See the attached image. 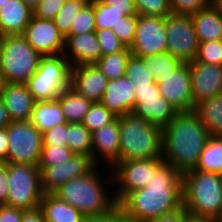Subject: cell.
Returning <instances> with one entry per match:
<instances>
[{
	"label": "cell",
	"mask_w": 222,
	"mask_h": 222,
	"mask_svg": "<svg viewBox=\"0 0 222 222\" xmlns=\"http://www.w3.org/2000/svg\"><path fill=\"white\" fill-rule=\"evenodd\" d=\"M121 208L140 222H147L183 206L182 174L163 161L144 188L129 192Z\"/></svg>",
	"instance_id": "1"
},
{
	"label": "cell",
	"mask_w": 222,
	"mask_h": 222,
	"mask_svg": "<svg viewBox=\"0 0 222 222\" xmlns=\"http://www.w3.org/2000/svg\"><path fill=\"white\" fill-rule=\"evenodd\" d=\"M210 133L194 112H180L162 129V158L181 174L195 169Z\"/></svg>",
	"instance_id": "2"
},
{
	"label": "cell",
	"mask_w": 222,
	"mask_h": 222,
	"mask_svg": "<svg viewBox=\"0 0 222 222\" xmlns=\"http://www.w3.org/2000/svg\"><path fill=\"white\" fill-rule=\"evenodd\" d=\"M97 168L99 167L97 166L87 175L67 181L53 194L78 209L84 216L105 212L116 203L114 195H111L106 189L107 184L110 187L111 185L114 186L113 175L109 169L107 171L111 175H109L107 181L103 180L100 177L102 173L98 172L99 169Z\"/></svg>",
	"instance_id": "3"
},
{
	"label": "cell",
	"mask_w": 222,
	"mask_h": 222,
	"mask_svg": "<svg viewBox=\"0 0 222 222\" xmlns=\"http://www.w3.org/2000/svg\"><path fill=\"white\" fill-rule=\"evenodd\" d=\"M119 117L120 160L162 157V128L128 113Z\"/></svg>",
	"instance_id": "4"
},
{
	"label": "cell",
	"mask_w": 222,
	"mask_h": 222,
	"mask_svg": "<svg viewBox=\"0 0 222 222\" xmlns=\"http://www.w3.org/2000/svg\"><path fill=\"white\" fill-rule=\"evenodd\" d=\"M183 207L187 212L219 220L222 207V175L189 170L182 174Z\"/></svg>",
	"instance_id": "5"
},
{
	"label": "cell",
	"mask_w": 222,
	"mask_h": 222,
	"mask_svg": "<svg viewBox=\"0 0 222 222\" xmlns=\"http://www.w3.org/2000/svg\"><path fill=\"white\" fill-rule=\"evenodd\" d=\"M42 57L21 34L0 36L1 82L26 84Z\"/></svg>",
	"instance_id": "6"
},
{
	"label": "cell",
	"mask_w": 222,
	"mask_h": 222,
	"mask_svg": "<svg viewBox=\"0 0 222 222\" xmlns=\"http://www.w3.org/2000/svg\"><path fill=\"white\" fill-rule=\"evenodd\" d=\"M71 65L61 54L43 56L26 85L35 101H52L70 86Z\"/></svg>",
	"instance_id": "7"
},
{
	"label": "cell",
	"mask_w": 222,
	"mask_h": 222,
	"mask_svg": "<svg viewBox=\"0 0 222 222\" xmlns=\"http://www.w3.org/2000/svg\"><path fill=\"white\" fill-rule=\"evenodd\" d=\"M43 191L38 166L8 163V196L6 205L23 211L40 206Z\"/></svg>",
	"instance_id": "8"
},
{
	"label": "cell",
	"mask_w": 222,
	"mask_h": 222,
	"mask_svg": "<svg viewBox=\"0 0 222 222\" xmlns=\"http://www.w3.org/2000/svg\"><path fill=\"white\" fill-rule=\"evenodd\" d=\"M7 133V163L38 166L43 146L42 133L30 121H11L7 126Z\"/></svg>",
	"instance_id": "9"
},
{
	"label": "cell",
	"mask_w": 222,
	"mask_h": 222,
	"mask_svg": "<svg viewBox=\"0 0 222 222\" xmlns=\"http://www.w3.org/2000/svg\"><path fill=\"white\" fill-rule=\"evenodd\" d=\"M162 157L147 160L118 161L112 168L113 183L116 191L113 195L120 202L129 192L144 188L154 174L155 169L163 162ZM118 183V184H117Z\"/></svg>",
	"instance_id": "10"
},
{
	"label": "cell",
	"mask_w": 222,
	"mask_h": 222,
	"mask_svg": "<svg viewBox=\"0 0 222 222\" xmlns=\"http://www.w3.org/2000/svg\"><path fill=\"white\" fill-rule=\"evenodd\" d=\"M135 107L132 113L146 119L162 129L167 126L180 111L161 96L158 84L134 85Z\"/></svg>",
	"instance_id": "11"
},
{
	"label": "cell",
	"mask_w": 222,
	"mask_h": 222,
	"mask_svg": "<svg viewBox=\"0 0 222 222\" xmlns=\"http://www.w3.org/2000/svg\"><path fill=\"white\" fill-rule=\"evenodd\" d=\"M166 51L183 63L193 62L197 56L199 41L191 16L169 14L166 17Z\"/></svg>",
	"instance_id": "12"
},
{
	"label": "cell",
	"mask_w": 222,
	"mask_h": 222,
	"mask_svg": "<svg viewBox=\"0 0 222 222\" xmlns=\"http://www.w3.org/2000/svg\"><path fill=\"white\" fill-rule=\"evenodd\" d=\"M166 46V18L138 15L135 37L129 47L132 55L140 58L166 52Z\"/></svg>",
	"instance_id": "13"
},
{
	"label": "cell",
	"mask_w": 222,
	"mask_h": 222,
	"mask_svg": "<svg viewBox=\"0 0 222 222\" xmlns=\"http://www.w3.org/2000/svg\"><path fill=\"white\" fill-rule=\"evenodd\" d=\"M97 167L92 155L74 154L66 162L39 167L43 194H53L67 181L87 175Z\"/></svg>",
	"instance_id": "14"
},
{
	"label": "cell",
	"mask_w": 222,
	"mask_h": 222,
	"mask_svg": "<svg viewBox=\"0 0 222 222\" xmlns=\"http://www.w3.org/2000/svg\"><path fill=\"white\" fill-rule=\"evenodd\" d=\"M21 35L42 56H56L64 52L65 38L53 20L32 16Z\"/></svg>",
	"instance_id": "15"
},
{
	"label": "cell",
	"mask_w": 222,
	"mask_h": 222,
	"mask_svg": "<svg viewBox=\"0 0 222 222\" xmlns=\"http://www.w3.org/2000/svg\"><path fill=\"white\" fill-rule=\"evenodd\" d=\"M160 94L180 112L194 111L192 84L188 63H183L174 73L160 77L157 83Z\"/></svg>",
	"instance_id": "16"
},
{
	"label": "cell",
	"mask_w": 222,
	"mask_h": 222,
	"mask_svg": "<svg viewBox=\"0 0 222 222\" xmlns=\"http://www.w3.org/2000/svg\"><path fill=\"white\" fill-rule=\"evenodd\" d=\"M194 110L198 103L222 93V65L189 62Z\"/></svg>",
	"instance_id": "17"
},
{
	"label": "cell",
	"mask_w": 222,
	"mask_h": 222,
	"mask_svg": "<svg viewBox=\"0 0 222 222\" xmlns=\"http://www.w3.org/2000/svg\"><path fill=\"white\" fill-rule=\"evenodd\" d=\"M108 81L95 64L71 66L70 87L93 102H101Z\"/></svg>",
	"instance_id": "18"
},
{
	"label": "cell",
	"mask_w": 222,
	"mask_h": 222,
	"mask_svg": "<svg viewBox=\"0 0 222 222\" xmlns=\"http://www.w3.org/2000/svg\"><path fill=\"white\" fill-rule=\"evenodd\" d=\"M119 136V117L92 132V158L97 165L103 158L102 161L107 162H103L105 167L107 165L111 169L120 160Z\"/></svg>",
	"instance_id": "19"
},
{
	"label": "cell",
	"mask_w": 222,
	"mask_h": 222,
	"mask_svg": "<svg viewBox=\"0 0 222 222\" xmlns=\"http://www.w3.org/2000/svg\"><path fill=\"white\" fill-rule=\"evenodd\" d=\"M0 98L11 121H29L35 99L26 84L2 82Z\"/></svg>",
	"instance_id": "20"
},
{
	"label": "cell",
	"mask_w": 222,
	"mask_h": 222,
	"mask_svg": "<svg viewBox=\"0 0 222 222\" xmlns=\"http://www.w3.org/2000/svg\"><path fill=\"white\" fill-rule=\"evenodd\" d=\"M63 55L71 66L95 64L102 56L95 32L70 35L65 39Z\"/></svg>",
	"instance_id": "21"
},
{
	"label": "cell",
	"mask_w": 222,
	"mask_h": 222,
	"mask_svg": "<svg viewBox=\"0 0 222 222\" xmlns=\"http://www.w3.org/2000/svg\"><path fill=\"white\" fill-rule=\"evenodd\" d=\"M101 103L117 117L132 113L135 107L134 85L126 76L109 80Z\"/></svg>",
	"instance_id": "22"
},
{
	"label": "cell",
	"mask_w": 222,
	"mask_h": 222,
	"mask_svg": "<svg viewBox=\"0 0 222 222\" xmlns=\"http://www.w3.org/2000/svg\"><path fill=\"white\" fill-rule=\"evenodd\" d=\"M33 16L23 0H5L0 7V36L22 34Z\"/></svg>",
	"instance_id": "23"
},
{
	"label": "cell",
	"mask_w": 222,
	"mask_h": 222,
	"mask_svg": "<svg viewBox=\"0 0 222 222\" xmlns=\"http://www.w3.org/2000/svg\"><path fill=\"white\" fill-rule=\"evenodd\" d=\"M191 18L199 42L222 40V11L214 1Z\"/></svg>",
	"instance_id": "24"
},
{
	"label": "cell",
	"mask_w": 222,
	"mask_h": 222,
	"mask_svg": "<svg viewBox=\"0 0 222 222\" xmlns=\"http://www.w3.org/2000/svg\"><path fill=\"white\" fill-rule=\"evenodd\" d=\"M46 222H83L84 215L54 194H43L40 206Z\"/></svg>",
	"instance_id": "25"
},
{
	"label": "cell",
	"mask_w": 222,
	"mask_h": 222,
	"mask_svg": "<svg viewBox=\"0 0 222 222\" xmlns=\"http://www.w3.org/2000/svg\"><path fill=\"white\" fill-rule=\"evenodd\" d=\"M29 121L41 133L67 122L58 99L35 101Z\"/></svg>",
	"instance_id": "26"
},
{
	"label": "cell",
	"mask_w": 222,
	"mask_h": 222,
	"mask_svg": "<svg viewBox=\"0 0 222 222\" xmlns=\"http://www.w3.org/2000/svg\"><path fill=\"white\" fill-rule=\"evenodd\" d=\"M194 112L211 136L222 137V93L198 103Z\"/></svg>",
	"instance_id": "27"
},
{
	"label": "cell",
	"mask_w": 222,
	"mask_h": 222,
	"mask_svg": "<svg viewBox=\"0 0 222 222\" xmlns=\"http://www.w3.org/2000/svg\"><path fill=\"white\" fill-rule=\"evenodd\" d=\"M67 123H82L84 116L90 110L93 101L86 99L70 86L57 97Z\"/></svg>",
	"instance_id": "28"
},
{
	"label": "cell",
	"mask_w": 222,
	"mask_h": 222,
	"mask_svg": "<svg viewBox=\"0 0 222 222\" xmlns=\"http://www.w3.org/2000/svg\"><path fill=\"white\" fill-rule=\"evenodd\" d=\"M147 70L154 76L156 83L160 82V77H167L176 71L183 62L171 55L169 52L146 55L140 57Z\"/></svg>",
	"instance_id": "29"
},
{
	"label": "cell",
	"mask_w": 222,
	"mask_h": 222,
	"mask_svg": "<svg viewBox=\"0 0 222 222\" xmlns=\"http://www.w3.org/2000/svg\"><path fill=\"white\" fill-rule=\"evenodd\" d=\"M222 175V137L211 136L202 150L195 169Z\"/></svg>",
	"instance_id": "30"
},
{
	"label": "cell",
	"mask_w": 222,
	"mask_h": 222,
	"mask_svg": "<svg viewBox=\"0 0 222 222\" xmlns=\"http://www.w3.org/2000/svg\"><path fill=\"white\" fill-rule=\"evenodd\" d=\"M131 55L129 47H126L123 51L101 56L95 65L108 80L117 79L125 76L126 65Z\"/></svg>",
	"instance_id": "31"
},
{
	"label": "cell",
	"mask_w": 222,
	"mask_h": 222,
	"mask_svg": "<svg viewBox=\"0 0 222 222\" xmlns=\"http://www.w3.org/2000/svg\"><path fill=\"white\" fill-rule=\"evenodd\" d=\"M67 140L74 154L92 155V133L82 123H68Z\"/></svg>",
	"instance_id": "32"
},
{
	"label": "cell",
	"mask_w": 222,
	"mask_h": 222,
	"mask_svg": "<svg viewBox=\"0 0 222 222\" xmlns=\"http://www.w3.org/2000/svg\"><path fill=\"white\" fill-rule=\"evenodd\" d=\"M89 1L90 0L65 1L64 5L53 20L63 37L70 32L74 19Z\"/></svg>",
	"instance_id": "33"
},
{
	"label": "cell",
	"mask_w": 222,
	"mask_h": 222,
	"mask_svg": "<svg viewBox=\"0 0 222 222\" xmlns=\"http://www.w3.org/2000/svg\"><path fill=\"white\" fill-rule=\"evenodd\" d=\"M117 118L101 102H93L90 110L84 116L82 124L92 133L103 126L113 122Z\"/></svg>",
	"instance_id": "34"
},
{
	"label": "cell",
	"mask_w": 222,
	"mask_h": 222,
	"mask_svg": "<svg viewBox=\"0 0 222 222\" xmlns=\"http://www.w3.org/2000/svg\"><path fill=\"white\" fill-rule=\"evenodd\" d=\"M95 26L99 29H113L124 15L113 6L104 4L101 0H94Z\"/></svg>",
	"instance_id": "35"
},
{
	"label": "cell",
	"mask_w": 222,
	"mask_h": 222,
	"mask_svg": "<svg viewBox=\"0 0 222 222\" xmlns=\"http://www.w3.org/2000/svg\"><path fill=\"white\" fill-rule=\"evenodd\" d=\"M95 31L94 0H90L78 13L71 26L70 32L64 38L66 39L70 35L84 34Z\"/></svg>",
	"instance_id": "36"
},
{
	"label": "cell",
	"mask_w": 222,
	"mask_h": 222,
	"mask_svg": "<svg viewBox=\"0 0 222 222\" xmlns=\"http://www.w3.org/2000/svg\"><path fill=\"white\" fill-rule=\"evenodd\" d=\"M125 76L133 85L153 84L154 76L145 67L143 60L131 55L126 65Z\"/></svg>",
	"instance_id": "37"
},
{
	"label": "cell",
	"mask_w": 222,
	"mask_h": 222,
	"mask_svg": "<svg viewBox=\"0 0 222 222\" xmlns=\"http://www.w3.org/2000/svg\"><path fill=\"white\" fill-rule=\"evenodd\" d=\"M74 153L67 146L43 145L38 167H51L69 160Z\"/></svg>",
	"instance_id": "38"
},
{
	"label": "cell",
	"mask_w": 222,
	"mask_h": 222,
	"mask_svg": "<svg viewBox=\"0 0 222 222\" xmlns=\"http://www.w3.org/2000/svg\"><path fill=\"white\" fill-rule=\"evenodd\" d=\"M195 61L222 65V40L199 42Z\"/></svg>",
	"instance_id": "39"
},
{
	"label": "cell",
	"mask_w": 222,
	"mask_h": 222,
	"mask_svg": "<svg viewBox=\"0 0 222 222\" xmlns=\"http://www.w3.org/2000/svg\"><path fill=\"white\" fill-rule=\"evenodd\" d=\"M138 15L166 18L172 13L169 0H135Z\"/></svg>",
	"instance_id": "40"
},
{
	"label": "cell",
	"mask_w": 222,
	"mask_h": 222,
	"mask_svg": "<svg viewBox=\"0 0 222 222\" xmlns=\"http://www.w3.org/2000/svg\"><path fill=\"white\" fill-rule=\"evenodd\" d=\"M137 15L124 16L116 26L113 27L112 32L122 41L126 47H130L133 43L135 32Z\"/></svg>",
	"instance_id": "41"
},
{
	"label": "cell",
	"mask_w": 222,
	"mask_h": 222,
	"mask_svg": "<svg viewBox=\"0 0 222 222\" xmlns=\"http://www.w3.org/2000/svg\"><path fill=\"white\" fill-rule=\"evenodd\" d=\"M95 33L101 47L102 56L123 51L126 48V45L118 39L112 29H99Z\"/></svg>",
	"instance_id": "42"
},
{
	"label": "cell",
	"mask_w": 222,
	"mask_h": 222,
	"mask_svg": "<svg viewBox=\"0 0 222 222\" xmlns=\"http://www.w3.org/2000/svg\"><path fill=\"white\" fill-rule=\"evenodd\" d=\"M214 0H169L173 14L192 16L209 6Z\"/></svg>",
	"instance_id": "43"
},
{
	"label": "cell",
	"mask_w": 222,
	"mask_h": 222,
	"mask_svg": "<svg viewBox=\"0 0 222 222\" xmlns=\"http://www.w3.org/2000/svg\"><path fill=\"white\" fill-rule=\"evenodd\" d=\"M68 123L54 126L42 133L43 145L67 146Z\"/></svg>",
	"instance_id": "44"
},
{
	"label": "cell",
	"mask_w": 222,
	"mask_h": 222,
	"mask_svg": "<svg viewBox=\"0 0 222 222\" xmlns=\"http://www.w3.org/2000/svg\"><path fill=\"white\" fill-rule=\"evenodd\" d=\"M66 0H41L33 9V16L45 19L54 20Z\"/></svg>",
	"instance_id": "45"
},
{
	"label": "cell",
	"mask_w": 222,
	"mask_h": 222,
	"mask_svg": "<svg viewBox=\"0 0 222 222\" xmlns=\"http://www.w3.org/2000/svg\"><path fill=\"white\" fill-rule=\"evenodd\" d=\"M104 4L113 6L121 11L124 16L137 15L135 0H101Z\"/></svg>",
	"instance_id": "46"
},
{
	"label": "cell",
	"mask_w": 222,
	"mask_h": 222,
	"mask_svg": "<svg viewBox=\"0 0 222 222\" xmlns=\"http://www.w3.org/2000/svg\"><path fill=\"white\" fill-rule=\"evenodd\" d=\"M23 210L8 205H0V222H21Z\"/></svg>",
	"instance_id": "47"
},
{
	"label": "cell",
	"mask_w": 222,
	"mask_h": 222,
	"mask_svg": "<svg viewBox=\"0 0 222 222\" xmlns=\"http://www.w3.org/2000/svg\"><path fill=\"white\" fill-rule=\"evenodd\" d=\"M186 209L182 206L173 212L163 214L159 217L148 220L147 222H185Z\"/></svg>",
	"instance_id": "48"
},
{
	"label": "cell",
	"mask_w": 222,
	"mask_h": 222,
	"mask_svg": "<svg viewBox=\"0 0 222 222\" xmlns=\"http://www.w3.org/2000/svg\"><path fill=\"white\" fill-rule=\"evenodd\" d=\"M8 196V163H0V205L6 204Z\"/></svg>",
	"instance_id": "49"
},
{
	"label": "cell",
	"mask_w": 222,
	"mask_h": 222,
	"mask_svg": "<svg viewBox=\"0 0 222 222\" xmlns=\"http://www.w3.org/2000/svg\"><path fill=\"white\" fill-rule=\"evenodd\" d=\"M111 222H140L135 218L131 217L127 214L120 206L118 202H116L112 206V220Z\"/></svg>",
	"instance_id": "50"
},
{
	"label": "cell",
	"mask_w": 222,
	"mask_h": 222,
	"mask_svg": "<svg viewBox=\"0 0 222 222\" xmlns=\"http://www.w3.org/2000/svg\"><path fill=\"white\" fill-rule=\"evenodd\" d=\"M21 222H46L42 209L37 207L32 210H25Z\"/></svg>",
	"instance_id": "51"
},
{
	"label": "cell",
	"mask_w": 222,
	"mask_h": 222,
	"mask_svg": "<svg viewBox=\"0 0 222 222\" xmlns=\"http://www.w3.org/2000/svg\"><path fill=\"white\" fill-rule=\"evenodd\" d=\"M8 146L7 127L0 128V163H7Z\"/></svg>",
	"instance_id": "52"
},
{
	"label": "cell",
	"mask_w": 222,
	"mask_h": 222,
	"mask_svg": "<svg viewBox=\"0 0 222 222\" xmlns=\"http://www.w3.org/2000/svg\"><path fill=\"white\" fill-rule=\"evenodd\" d=\"M112 220V207L103 213L84 216L83 222H111Z\"/></svg>",
	"instance_id": "53"
},
{
	"label": "cell",
	"mask_w": 222,
	"mask_h": 222,
	"mask_svg": "<svg viewBox=\"0 0 222 222\" xmlns=\"http://www.w3.org/2000/svg\"><path fill=\"white\" fill-rule=\"evenodd\" d=\"M11 123L7 109L0 98V128L7 127Z\"/></svg>",
	"instance_id": "54"
},
{
	"label": "cell",
	"mask_w": 222,
	"mask_h": 222,
	"mask_svg": "<svg viewBox=\"0 0 222 222\" xmlns=\"http://www.w3.org/2000/svg\"><path fill=\"white\" fill-rule=\"evenodd\" d=\"M185 222H217V220L210 217L193 215L186 211Z\"/></svg>",
	"instance_id": "55"
},
{
	"label": "cell",
	"mask_w": 222,
	"mask_h": 222,
	"mask_svg": "<svg viewBox=\"0 0 222 222\" xmlns=\"http://www.w3.org/2000/svg\"><path fill=\"white\" fill-rule=\"evenodd\" d=\"M23 1L33 10L41 0H23Z\"/></svg>",
	"instance_id": "56"
},
{
	"label": "cell",
	"mask_w": 222,
	"mask_h": 222,
	"mask_svg": "<svg viewBox=\"0 0 222 222\" xmlns=\"http://www.w3.org/2000/svg\"><path fill=\"white\" fill-rule=\"evenodd\" d=\"M214 2L220 7L222 11V0H214Z\"/></svg>",
	"instance_id": "57"
},
{
	"label": "cell",
	"mask_w": 222,
	"mask_h": 222,
	"mask_svg": "<svg viewBox=\"0 0 222 222\" xmlns=\"http://www.w3.org/2000/svg\"><path fill=\"white\" fill-rule=\"evenodd\" d=\"M5 0H0V7L4 5Z\"/></svg>",
	"instance_id": "58"
},
{
	"label": "cell",
	"mask_w": 222,
	"mask_h": 222,
	"mask_svg": "<svg viewBox=\"0 0 222 222\" xmlns=\"http://www.w3.org/2000/svg\"><path fill=\"white\" fill-rule=\"evenodd\" d=\"M219 220H222V207H221V212H220Z\"/></svg>",
	"instance_id": "59"
}]
</instances>
